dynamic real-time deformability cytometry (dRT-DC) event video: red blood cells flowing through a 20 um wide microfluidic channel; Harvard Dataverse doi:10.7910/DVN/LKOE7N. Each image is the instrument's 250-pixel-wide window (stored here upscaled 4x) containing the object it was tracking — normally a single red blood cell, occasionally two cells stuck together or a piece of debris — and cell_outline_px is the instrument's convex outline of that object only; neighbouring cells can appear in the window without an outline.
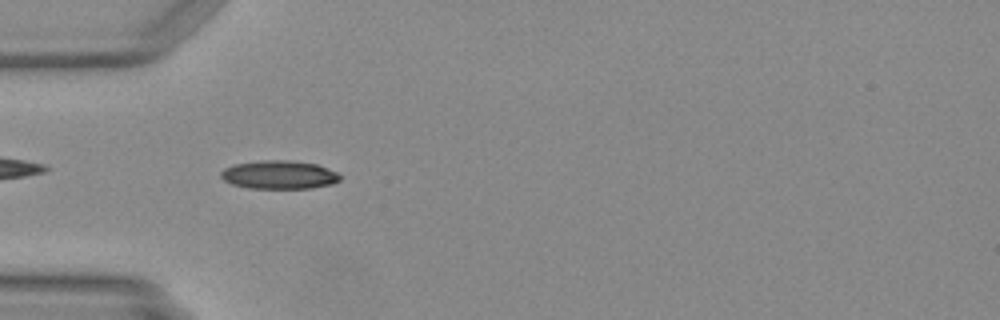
{"species": "Egyptian fruit bat (a non-hibernating species)", "species_latin": "Rousettus aegyptiacus", "temperature_condition": "warm", "stored_images_in_passage": 34, "camera_frame_rate_fps": 3000, "um_per_image_px": 0.085, "animal": {"sex": "female"}, "frame": {"image": 1, "passage_image": 1, "time_ms": 0.0, "image_size_px": [1000, 320], "cell_outline_px": [[340, 180], [332, 184], [312, 188], [248, 188], [232, 184], [224, 180], [220, 176], [220, 172], [224, 168], [236, 164], [260, 160], [288, 160], [316, 164], [336, 172], [340, 176]], "centroid_in_image_um": [23.71, 14.86], "position_along_channel_um": 61.3, "area_um2": 19.65}}